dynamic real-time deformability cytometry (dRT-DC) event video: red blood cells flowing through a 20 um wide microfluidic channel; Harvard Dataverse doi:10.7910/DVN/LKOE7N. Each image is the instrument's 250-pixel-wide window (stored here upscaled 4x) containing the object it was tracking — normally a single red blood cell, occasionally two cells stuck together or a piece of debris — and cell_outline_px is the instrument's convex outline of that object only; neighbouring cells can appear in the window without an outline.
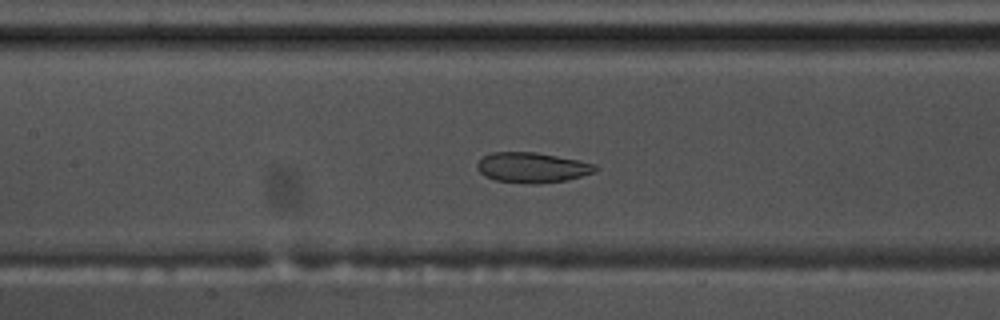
{"species": "common noctule bat (a hibernating species)", "species_latin": "Nyctalus noctula", "temperature_condition": "warm", "stored_images_in_passage": 58, "segment_of_instrument_passage": [1, 2], "camera_frame_rate_fps": 3000, "um_per_image_px": 0.085, "animal": {"sex": "male", "body_mass_g": 17.5, "forearm_length_mm": 52.3}, "frame": {"image": 1, "passage_image": 27, "time_ms": 8.667, "image_size_px": [1000, 320], "cell_outline_px": [[600, 168], [596, 172], [568, 180], [536, 184], [532, 184], [496, 180], [480, 172], [476, 168], [476, 164], [484, 156], [492, 152], [536, 152], [596, 164]], "centroid_in_image_um": [45.28, 14.24], "position_along_channel_um": 162.1, "area_um2": 20.75}}
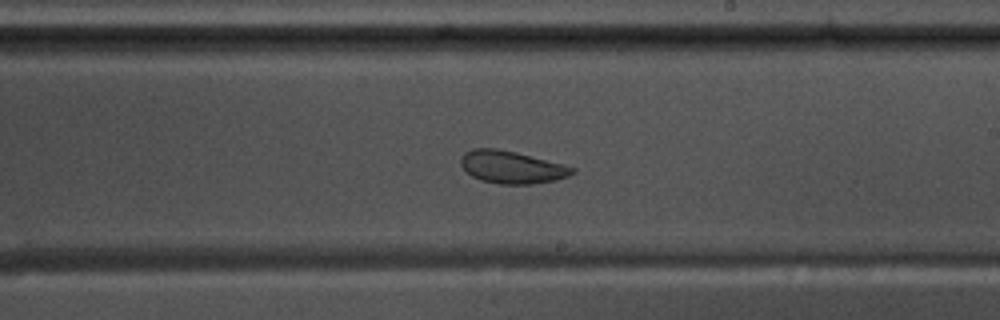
{"frame": {"image": 2, "passage_image": 34, "time_ms": 11.0, "image_size_px": [1000, 320], "cell_outline_px": [[576, 172], [568, 176], [556, 180], [532, 184], [500, 184], [480, 180], [472, 176], [460, 164], [460, 156], [464, 152], [472, 148], [496, 148], [516, 152], [564, 164], [576, 168]], "centroid_in_image_um": [43.5, 14.2], "position_along_channel_um": 245.5, "area_um2": 21.27}}
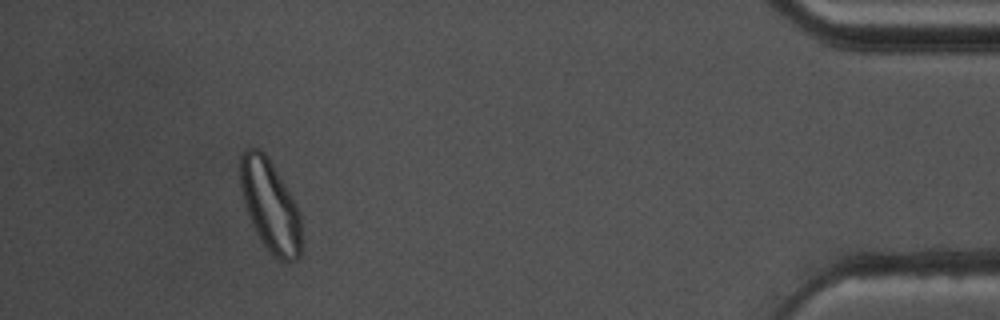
{"frame": {"image": 3, "passage_image": 53, "time_ms": 17.333, "image_size_px": [1000, 320], "cell_outline_px": [[300, 256], [296, 260], [280, 260], [264, 244], [256, 232], [252, 224], [244, 204], [240, 188], [240, 156], [244, 148], [260, 148], [268, 156], [292, 196], [300, 212]], "centroid_in_image_um": [22.94, 17.41], "position_along_channel_um": 412.3, "area_um2": 32.43}}